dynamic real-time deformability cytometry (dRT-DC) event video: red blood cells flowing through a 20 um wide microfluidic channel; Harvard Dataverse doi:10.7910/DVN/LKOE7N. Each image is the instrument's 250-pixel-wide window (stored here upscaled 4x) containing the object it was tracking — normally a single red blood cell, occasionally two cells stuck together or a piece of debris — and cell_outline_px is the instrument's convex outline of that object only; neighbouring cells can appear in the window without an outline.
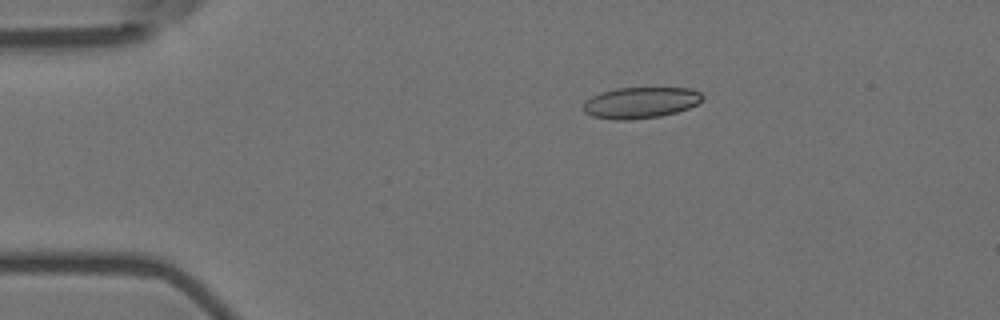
{"species": "Egyptian fruit bat (a non-hibernating species)", "species_latin": "Rousettus aegyptiacus", "temperature_condition": "room temperature", "stored_images_in_passage": 4, "camera_frame_rate_fps": 3000, "um_per_image_px": 0.085, "animal": {"sex": "female"}, "frame": {"image": 1, "passage_image": 1, "time_ms": 0.0, "image_size_px": [1000, 320], "cell_outline_px": [[704, 100], [688, 108], [676, 112], [660, 116], [628, 120], [616, 120], [592, 116], [584, 112], [584, 104], [592, 96], [600, 92], [616, 88], [692, 88], [700, 92], [704, 96]], "centroid_in_image_um": [54.48, 8.72], "position_along_channel_um": 30.5, "area_um2": 21.62}}
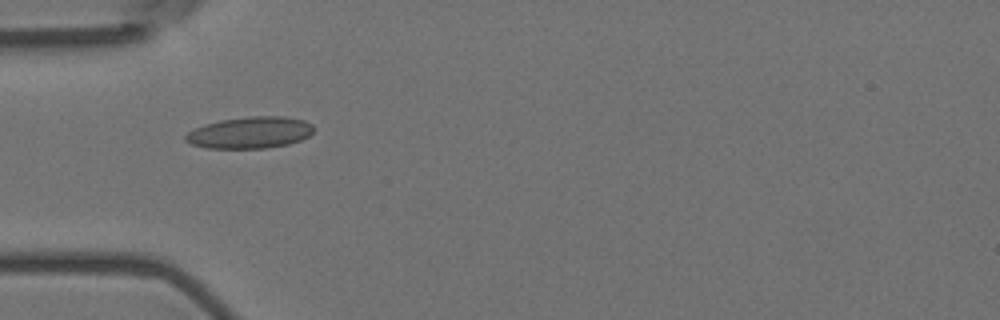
{"frame": {"image": 2, "passage_image": 3, "time_ms": 0.667, "image_size_px": [1000, 320], "cell_outline_px": [[316, 128], [308, 136], [300, 140], [288, 144], [268, 148], [208, 148], [192, 144], [184, 140], [184, 136], [188, 132], [204, 124], [220, 120], [248, 116], [284, 116], [304, 120], [312, 124]], "centroid_in_image_um": [21.27, 11.26], "position_along_channel_um": 63.7, "area_um2": 23.7}}
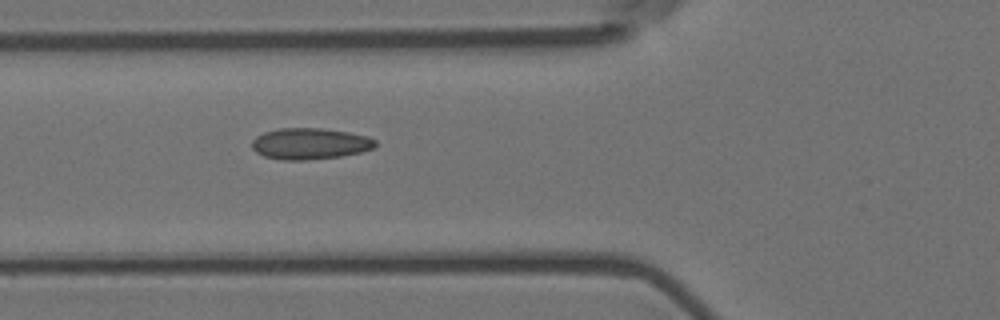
{"frame": {"image": 3, "passage_image": 4, "time_ms": 1.0, "image_size_px": [1000, 320], "cell_outline_px": [[376, 148], [360, 152], [340, 156], [304, 160], [280, 160], [264, 156], [256, 152], [252, 148], [252, 140], [256, 136], [264, 132], [280, 128], [320, 128], [348, 132], [368, 136], [376, 140]], "centroid_in_image_um": [26.34, 12.21], "position_along_channel_um": 99.5, "area_um2": 22.54}}